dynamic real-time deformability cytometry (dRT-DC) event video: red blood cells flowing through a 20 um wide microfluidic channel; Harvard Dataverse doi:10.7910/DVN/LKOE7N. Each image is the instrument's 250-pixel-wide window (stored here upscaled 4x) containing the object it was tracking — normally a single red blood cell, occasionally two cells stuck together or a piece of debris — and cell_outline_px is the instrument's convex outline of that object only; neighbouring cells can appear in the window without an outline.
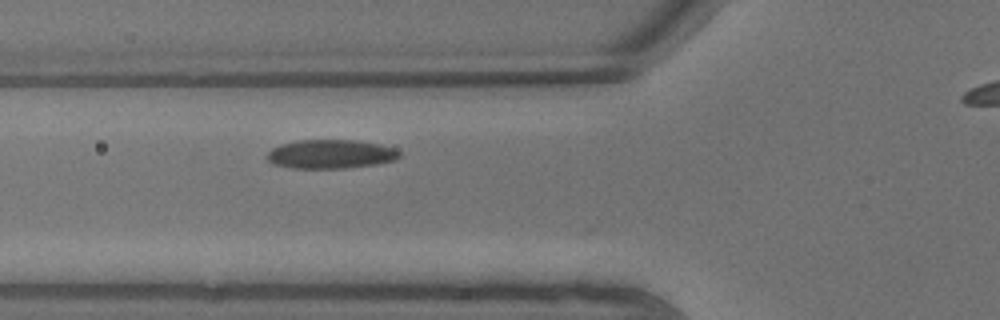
{"species": "common noctule bat (a hibernating species)", "species_latin": "Nyctalus noctula", "temperature_condition": "warm", "stored_images_in_passage": 4, "segment_of_instrument_passage": [1, 2], "camera_frame_rate_fps": 3000, "um_per_image_px": 0.085, "animal": {"sex": "male", "body_mass_g": 13.3}, "frame": {"image": 1, "passage_image": 3, "time_ms": 0.667, "image_size_px": [1000, 320], "cell_outline_px": [[400, 156], [396, 160], [376, 164], [344, 168], [292, 168], [272, 164], [264, 156], [272, 148], [280, 144], [300, 140], [352, 140], [376, 144], [396, 148], [400, 152]], "centroid_in_image_um": [28.07, 13.1], "position_along_channel_um": 97.7, "area_um2": 22.31}}